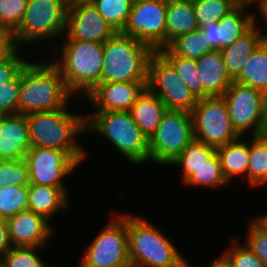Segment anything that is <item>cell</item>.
<instances>
[{
  "label": "cell",
  "instance_id": "f35d334b",
  "mask_svg": "<svg viewBox=\"0 0 267 267\" xmlns=\"http://www.w3.org/2000/svg\"><path fill=\"white\" fill-rule=\"evenodd\" d=\"M20 73L7 82V86H0V114L19 113Z\"/></svg>",
  "mask_w": 267,
  "mask_h": 267
},
{
  "label": "cell",
  "instance_id": "ffe728a7",
  "mask_svg": "<svg viewBox=\"0 0 267 267\" xmlns=\"http://www.w3.org/2000/svg\"><path fill=\"white\" fill-rule=\"evenodd\" d=\"M196 65L203 84V98L223 96L233 80L227 74L221 51L204 54L196 60Z\"/></svg>",
  "mask_w": 267,
  "mask_h": 267
},
{
  "label": "cell",
  "instance_id": "1f68e13d",
  "mask_svg": "<svg viewBox=\"0 0 267 267\" xmlns=\"http://www.w3.org/2000/svg\"><path fill=\"white\" fill-rule=\"evenodd\" d=\"M240 0H195L194 12L199 28L209 22H219L220 19L233 10Z\"/></svg>",
  "mask_w": 267,
  "mask_h": 267
},
{
  "label": "cell",
  "instance_id": "4dcf8cb0",
  "mask_svg": "<svg viewBox=\"0 0 267 267\" xmlns=\"http://www.w3.org/2000/svg\"><path fill=\"white\" fill-rule=\"evenodd\" d=\"M105 21L121 33L128 21L133 0H90Z\"/></svg>",
  "mask_w": 267,
  "mask_h": 267
},
{
  "label": "cell",
  "instance_id": "277c9868",
  "mask_svg": "<svg viewBox=\"0 0 267 267\" xmlns=\"http://www.w3.org/2000/svg\"><path fill=\"white\" fill-rule=\"evenodd\" d=\"M153 52L148 44L116 33L103 44L100 83L148 81V62Z\"/></svg>",
  "mask_w": 267,
  "mask_h": 267
},
{
  "label": "cell",
  "instance_id": "603a6c76",
  "mask_svg": "<svg viewBox=\"0 0 267 267\" xmlns=\"http://www.w3.org/2000/svg\"><path fill=\"white\" fill-rule=\"evenodd\" d=\"M166 111L165 104L148 88L130 109L133 120L148 140L155 133Z\"/></svg>",
  "mask_w": 267,
  "mask_h": 267
},
{
  "label": "cell",
  "instance_id": "83f0119b",
  "mask_svg": "<svg viewBox=\"0 0 267 267\" xmlns=\"http://www.w3.org/2000/svg\"><path fill=\"white\" fill-rule=\"evenodd\" d=\"M215 153L216 148L194 139L170 165L183 168L182 179L185 183Z\"/></svg>",
  "mask_w": 267,
  "mask_h": 267
},
{
  "label": "cell",
  "instance_id": "9a60e30c",
  "mask_svg": "<svg viewBox=\"0 0 267 267\" xmlns=\"http://www.w3.org/2000/svg\"><path fill=\"white\" fill-rule=\"evenodd\" d=\"M116 33L90 1L72 2L68 7L65 40L104 44Z\"/></svg>",
  "mask_w": 267,
  "mask_h": 267
},
{
  "label": "cell",
  "instance_id": "d6986e66",
  "mask_svg": "<svg viewBox=\"0 0 267 267\" xmlns=\"http://www.w3.org/2000/svg\"><path fill=\"white\" fill-rule=\"evenodd\" d=\"M31 148L27 121L23 114H3L0 160H22Z\"/></svg>",
  "mask_w": 267,
  "mask_h": 267
},
{
  "label": "cell",
  "instance_id": "4316f807",
  "mask_svg": "<svg viewBox=\"0 0 267 267\" xmlns=\"http://www.w3.org/2000/svg\"><path fill=\"white\" fill-rule=\"evenodd\" d=\"M248 185L267 184V135L252 136L249 140Z\"/></svg>",
  "mask_w": 267,
  "mask_h": 267
},
{
  "label": "cell",
  "instance_id": "60d3db41",
  "mask_svg": "<svg viewBox=\"0 0 267 267\" xmlns=\"http://www.w3.org/2000/svg\"><path fill=\"white\" fill-rule=\"evenodd\" d=\"M16 50L9 58L0 61V86H7L29 61L20 58Z\"/></svg>",
  "mask_w": 267,
  "mask_h": 267
},
{
  "label": "cell",
  "instance_id": "52a82bcc",
  "mask_svg": "<svg viewBox=\"0 0 267 267\" xmlns=\"http://www.w3.org/2000/svg\"><path fill=\"white\" fill-rule=\"evenodd\" d=\"M193 140L191 113L167 109L149 139V161L170 165Z\"/></svg>",
  "mask_w": 267,
  "mask_h": 267
},
{
  "label": "cell",
  "instance_id": "30bf717a",
  "mask_svg": "<svg viewBox=\"0 0 267 267\" xmlns=\"http://www.w3.org/2000/svg\"><path fill=\"white\" fill-rule=\"evenodd\" d=\"M194 139L218 148L240 137L233 128L223 97L198 99L192 112Z\"/></svg>",
  "mask_w": 267,
  "mask_h": 267
},
{
  "label": "cell",
  "instance_id": "816d5d0a",
  "mask_svg": "<svg viewBox=\"0 0 267 267\" xmlns=\"http://www.w3.org/2000/svg\"><path fill=\"white\" fill-rule=\"evenodd\" d=\"M0 267H6L2 261H0Z\"/></svg>",
  "mask_w": 267,
  "mask_h": 267
},
{
  "label": "cell",
  "instance_id": "681fc988",
  "mask_svg": "<svg viewBox=\"0 0 267 267\" xmlns=\"http://www.w3.org/2000/svg\"><path fill=\"white\" fill-rule=\"evenodd\" d=\"M60 2H63L67 7L70 6V4L72 3V0H58Z\"/></svg>",
  "mask_w": 267,
  "mask_h": 267
},
{
  "label": "cell",
  "instance_id": "8992f818",
  "mask_svg": "<svg viewBox=\"0 0 267 267\" xmlns=\"http://www.w3.org/2000/svg\"><path fill=\"white\" fill-rule=\"evenodd\" d=\"M86 131L105 136L131 165L149 161V140L133 120L130 111L86 114Z\"/></svg>",
  "mask_w": 267,
  "mask_h": 267
},
{
  "label": "cell",
  "instance_id": "f907efd6",
  "mask_svg": "<svg viewBox=\"0 0 267 267\" xmlns=\"http://www.w3.org/2000/svg\"><path fill=\"white\" fill-rule=\"evenodd\" d=\"M2 123H3V114H0V136L2 131Z\"/></svg>",
  "mask_w": 267,
  "mask_h": 267
},
{
  "label": "cell",
  "instance_id": "7402d4cb",
  "mask_svg": "<svg viewBox=\"0 0 267 267\" xmlns=\"http://www.w3.org/2000/svg\"><path fill=\"white\" fill-rule=\"evenodd\" d=\"M66 187L36 184L28 186V210L44 216L48 221L68 204Z\"/></svg>",
  "mask_w": 267,
  "mask_h": 267
},
{
  "label": "cell",
  "instance_id": "e575fe53",
  "mask_svg": "<svg viewBox=\"0 0 267 267\" xmlns=\"http://www.w3.org/2000/svg\"><path fill=\"white\" fill-rule=\"evenodd\" d=\"M27 164L22 160H0V188L29 186Z\"/></svg>",
  "mask_w": 267,
  "mask_h": 267
},
{
  "label": "cell",
  "instance_id": "d590c367",
  "mask_svg": "<svg viewBox=\"0 0 267 267\" xmlns=\"http://www.w3.org/2000/svg\"><path fill=\"white\" fill-rule=\"evenodd\" d=\"M43 247H12L2 258L6 267H47L38 256Z\"/></svg>",
  "mask_w": 267,
  "mask_h": 267
},
{
  "label": "cell",
  "instance_id": "7c38bea8",
  "mask_svg": "<svg viewBox=\"0 0 267 267\" xmlns=\"http://www.w3.org/2000/svg\"><path fill=\"white\" fill-rule=\"evenodd\" d=\"M167 0H133L121 34L148 44L154 51L165 47Z\"/></svg>",
  "mask_w": 267,
  "mask_h": 267
},
{
  "label": "cell",
  "instance_id": "e0dca14e",
  "mask_svg": "<svg viewBox=\"0 0 267 267\" xmlns=\"http://www.w3.org/2000/svg\"><path fill=\"white\" fill-rule=\"evenodd\" d=\"M148 81L100 83L86 95L94 112L130 111L147 88Z\"/></svg>",
  "mask_w": 267,
  "mask_h": 267
},
{
  "label": "cell",
  "instance_id": "7a4b0ae2",
  "mask_svg": "<svg viewBox=\"0 0 267 267\" xmlns=\"http://www.w3.org/2000/svg\"><path fill=\"white\" fill-rule=\"evenodd\" d=\"M70 97L72 93L52 62H28L20 72L19 114L62 109Z\"/></svg>",
  "mask_w": 267,
  "mask_h": 267
},
{
  "label": "cell",
  "instance_id": "bcb514c9",
  "mask_svg": "<svg viewBox=\"0 0 267 267\" xmlns=\"http://www.w3.org/2000/svg\"><path fill=\"white\" fill-rule=\"evenodd\" d=\"M213 260L214 262L208 267H231L223 256L218 257L217 259L214 258ZM186 267H191V265L186 263Z\"/></svg>",
  "mask_w": 267,
  "mask_h": 267
},
{
  "label": "cell",
  "instance_id": "d4e9b609",
  "mask_svg": "<svg viewBox=\"0 0 267 267\" xmlns=\"http://www.w3.org/2000/svg\"><path fill=\"white\" fill-rule=\"evenodd\" d=\"M241 140L240 136L238 139L216 148L223 175L228 183L238 174H247L248 179L249 141Z\"/></svg>",
  "mask_w": 267,
  "mask_h": 267
},
{
  "label": "cell",
  "instance_id": "b9f144b4",
  "mask_svg": "<svg viewBox=\"0 0 267 267\" xmlns=\"http://www.w3.org/2000/svg\"><path fill=\"white\" fill-rule=\"evenodd\" d=\"M17 49L14 32L0 26V61L9 58Z\"/></svg>",
  "mask_w": 267,
  "mask_h": 267
},
{
  "label": "cell",
  "instance_id": "6da1fadb",
  "mask_svg": "<svg viewBox=\"0 0 267 267\" xmlns=\"http://www.w3.org/2000/svg\"><path fill=\"white\" fill-rule=\"evenodd\" d=\"M31 147L53 148L67 152L79 164L87 157L76 136L86 131V115L73 114L67 107L50 112L25 115Z\"/></svg>",
  "mask_w": 267,
  "mask_h": 267
},
{
  "label": "cell",
  "instance_id": "ee69618b",
  "mask_svg": "<svg viewBox=\"0 0 267 267\" xmlns=\"http://www.w3.org/2000/svg\"><path fill=\"white\" fill-rule=\"evenodd\" d=\"M262 135H267V88L261 90Z\"/></svg>",
  "mask_w": 267,
  "mask_h": 267
},
{
  "label": "cell",
  "instance_id": "ab89813d",
  "mask_svg": "<svg viewBox=\"0 0 267 267\" xmlns=\"http://www.w3.org/2000/svg\"><path fill=\"white\" fill-rule=\"evenodd\" d=\"M248 226L245 244L267 267V232L254 220Z\"/></svg>",
  "mask_w": 267,
  "mask_h": 267
},
{
  "label": "cell",
  "instance_id": "d6a6232c",
  "mask_svg": "<svg viewBox=\"0 0 267 267\" xmlns=\"http://www.w3.org/2000/svg\"><path fill=\"white\" fill-rule=\"evenodd\" d=\"M28 210V186L0 188V218L7 220Z\"/></svg>",
  "mask_w": 267,
  "mask_h": 267
},
{
  "label": "cell",
  "instance_id": "4fadbf2b",
  "mask_svg": "<svg viewBox=\"0 0 267 267\" xmlns=\"http://www.w3.org/2000/svg\"><path fill=\"white\" fill-rule=\"evenodd\" d=\"M24 160L30 184L52 187H66L63 177L80 166L67 152L53 148L31 147Z\"/></svg>",
  "mask_w": 267,
  "mask_h": 267
},
{
  "label": "cell",
  "instance_id": "836d02e7",
  "mask_svg": "<svg viewBox=\"0 0 267 267\" xmlns=\"http://www.w3.org/2000/svg\"><path fill=\"white\" fill-rule=\"evenodd\" d=\"M227 183L217 153H215L185 182L186 185L190 186H207L217 189Z\"/></svg>",
  "mask_w": 267,
  "mask_h": 267
},
{
  "label": "cell",
  "instance_id": "484cf974",
  "mask_svg": "<svg viewBox=\"0 0 267 267\" xmlns=\"http://www.w3.org/2000/svg\"><path fill=\"white\" fill-rule=\"evenodd\" d=\"M236 83L258 90L267 88V39L265 38L246 61Z\"/></svg>",
  "mask_w": 267,
  "mask_h": 267
},
{
  "label": "cell",
  "instance_id": "2e32d148",
  "mask_svg": "<svg viewBox=\"0 0 267 267\" xmlns=\"http://www.w3.org/2000/svg\"><path fill=\"white\" fill-rule=\"evenodd\" d=\"M248 7L246 2H240L219 22H209L199 28L214 50L230 46L254 25V14L246 12Z\"/></svg>",
  "mask_w": 267,
  "mask_h": 267
},
{
  "label": "cell",
  "instance_id": "8fae6325",
  "mask_svg": "<svg viewBox=\"0 0 267 267\" xmlns=\"http://www.w3.org/2000/svg\"><path fill=\"white\" fill-rule=\"evenodd\" d=\"M147 88L159 97L168 110L191 113L198 101L174 67L158 51H154L149 58Z\"/></svg>",
  "mask_w": 267,
  "mask_h": 267
},
{
  "label": "cell",
  "instance_id": "f5cc1de1",
  "mask_svg": "<svg viewBox=\"0 0 267 267\" xmlns=\"http://www.w3.org/2000/svg\"><path fill=\"white\" fill-rule=\"evenodd\" d=\"M78 1H90V0H72V2H78Z\"/></svg>",
  "mask_w": 267,
  "mask_h": 267
},
{
  "label": "cell",
  "instance_id": "cb8c5ba5",
  "mask_svg": "<svg viewBox=\"0 0 267 267\" xmlns=\"http://www.w3.org/2000/svg\"><path fill=\"white\" fill-rule=\"evenodd\" d=\"M199 29L193 1L167 0L165 47L178 36Z\"/></svg>",
  "mask_w": 267,
  "mask_h": 267
},
{
  "label": "cell",
  "instance_id": "5b68a950",
  "mask_svg": "<svg viewBox=\"0 0 267 267\" xmlns=\"http://www.w3.org/2000/svg\"><path fill=\"white\" fill-rule=\"evenodd\" d=\"M63 43L62 58L51 62L58 68L68 90L85 97L100 84L103 44L79 40Z\"/></svg>",
  "mask_w": 267,
  "mask_h": 267
},
{
  "label": "cell",
  "instance_id": "3957f363",
  "mask_svg": "<svg viewBox=\"0 0 267 267\" xmlns=\"http://www.w3.org/2000/svg\"><path fill=\"white\" fill-rule=\"evenodd\" d=\"M127 233L131 267H186L173 242L145 218L127 213Z\"/></svg>",
  "mask_w": 267,
  "mask_h": 267
},
{
  "label": "cell",
  "instance_id": "9c48e42d",
  "mask_svg": "<svg viewBox=\"0 0 267 267\" xmlns=\"http://www.w3.org/2000/svg\"><path fill=\"white\" fill-rule=\"evenodd\" d=\"M68 7L58 0H28L19 27L14 31L16 44L54 39L65 33Z\"/></svg>",
  "mask_w": 267,
  "mask_h": 267
},
{
  "label": "cell",
  "instance_id": "ac0fdd59",
  "mask_svg": "<svg viewBox=\"0 0 267 267\" xmlns=\"http://www.w3.org/2000/svg\"><path fill=\"white\" fill-rule=\"evenodd\" d=\"M6 222L13 247H44L53 232L50 221L30 210L20 212Z\"/></svg>",
  "mask_w": 267,
  "mask_h": 267
},
{
  "label": "cell",
  "instance_id": "f6af8a7d",
  "mask_svg": "<svg viewBox=\"0 0 267 267\" xmlns=\"http://www.w3.org/2000/svg\"><path fill=\"white\" fill-rule=\"evenodd\" d=\"M257 6L259 9V12H261L260 15H262V17L265 19V20H263V21H265L264 24L267 25V0L261 1ZM262 32H263L265 38L267 39V32H265V31H262Z\"/></svg>",
  "mask_w": 267,
  "mask_h": 267
},
{
  "label": "cell",
  "instance_id": "f546056e",
  "mask_svg": "<svg viewBox=\"0 0 267 267\" xmlns=\"http://www.w3.org/2000/svg\"><path fill=\"white\" fill-rule=\"evenodd\" d=\"M166 47L173 54L195 60L208 52L214 51L200 29L178 36Z\"/></svg>",
  "mask_w": 267,
  "mask_h": 267
},
{
  "label": "cell",
  "instance_id": "7bdbcfd3",
  "mask_svg": "<svg viewBox=\"0 0 267 267\" xmlns=\"http://www.w3.org/2000/svg\"><path fill=\"white\" fill-rule=\"evenodd\" d=\"M12 247L9 239L7 222L0 218V261Z\"/></svg>",
  "mask_w": 267,
  "mask_h": 267
},
{
  "label": "cell",
  "instance_id": "8d00e7d4",
  "mask_svg": "<svg viewBox=\"0 0 267 267\" xmlns=\"http://www.w3.org/2000/svg\"><path fill=\"white\" fill-rule=\"evenodd\" d=\"M28 0H0V26L13 32L19 27Z\"/></svg>",
  "mask_w": 267,
  "mask_h": 267
},
{
  "label": "cell",
  "instance_id": "74e56055",
  "mask_svg": "<svg viewBox=\"0 0 267 267\" xmlns=\"http://www.w3.org/2000/svg\"><path fill=\"white\" fill-rule=\"evenodd\" d=\"M222 256L231 267H266L265 264L245 244H235L231 249H226Z\"/></svg>",
  "mask_w": 267,
  "mask_h": 267
},
{
  "label": "cell",
  "instance_id": "7dc6e473",
  "mask_svg": "<svg viewBox=\"0 0 267 267\" xmlns=\"http://www.w3.org/2000/svg\"><path fill=\"white\" fill-rule=\"evenodd\" d=\"M254 221L267 232V214L254 218Z\"/></svg>",
  "mask_w": 267,
  "mask_h": 267
},
{
  "label": "cell",
  "instance_id": "44dd1931",
  "mask_svg": "<svg viewBox=\"0 0 267 267\" xmlns=\"http://www.w3.org/2000/svg\"><path fill=\"white\" fill-rule=\"evenodd\" d=\"M257 25L256 14H254V25L233 44L221 50L227 74L232 80L240 74L250 55L265 39L261 27L258 28Z\"/></svg>",
  "mask_w": 267,
  "mask_h": 267
},
{
  "label": "cell",
  "instance_id": "c3c4849f",
  "mask_svg": "<svg viewBox=\"0 0 267 267\" xmlns=\"http://www.w3.org/2000/svg\"><path fill=\"white\" fill-rule=\"evenodd\" d=\"M261 1L263 0H245V2L250 6L253 3H255L254 5H258Z\"/></svg>",
  "mask_w": 267,
  "mask_h": 267
},
{
  "label": "cell",
  "instance_id": "f1b7e54d",
  "mask_svg": "<svg viewBox=\"0 0 267 267\" xmlns=\"http://www.w3.org/2000/svg\"><path fill=\"white\" fill-rule=\"evenodd\" d=\"M157 51L174 67L196 98H203V84L200 81L196 60L173 54L167 47Z\"/></svg>",
  "mask_w": 267,
  "mask_h": 267
},
{
  "label": "cell",
  "instance_id": "5bb4252c",
  "mask_svg": "<svg viewBox=\"0 0 267 267\" xmlns=\"http://www.w3.org/2000/svg\"><path fill=\"white\" fill-rule=\"evenodd\" d=\"M222 97L232 126L241 137L250 129L251 136L262 135L260 90L233 81Z\"/></svg>",
  "mask_w": 267,
  "mask_h": 267
},
{
  "label": "cell",
  "instance_id": "ba28073f",
  "mask_svg": "<svg viewBox=\"0 0 267 267\" xmlns=\"http://www.w3.org/2000/svg\"><path fill=\"white\" fill-rule=\"evenodd\" d=\"M118 215V216H117ZM99 232L81 257L79 267H131L127 214H117Z\"/></svg>",
  "mask_w": 267,
  "mask_h": 267
}]
</instances>
